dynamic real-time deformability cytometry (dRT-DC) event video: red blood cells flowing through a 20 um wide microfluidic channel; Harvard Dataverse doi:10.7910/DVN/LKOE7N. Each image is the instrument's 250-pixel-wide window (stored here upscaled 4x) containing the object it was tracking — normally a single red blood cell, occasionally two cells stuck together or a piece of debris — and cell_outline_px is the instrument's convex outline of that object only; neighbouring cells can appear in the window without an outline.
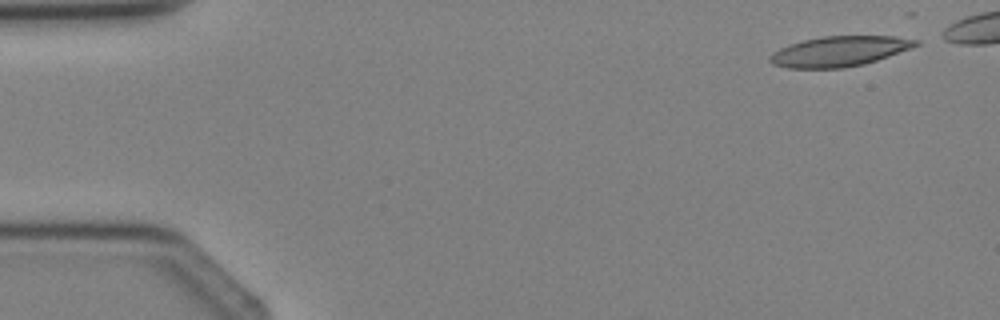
{"species": "Egyptian fruit bat (a non-hibernating species)", "species_latin": "Rousettus aegyptiacus", "temperature_condition": "cold", "stored_images_in_passage": 5, "camera_frame_rate_fps": 3000, "um_per_image_px": 0.085, "animal": {"sex": "female"}, "frame": {"image": 1, "passage_image": 1, "time_ms": 0.0, "image_size_px": [1000, 320], "cell_outline_px": [[920, 44], [912, 48], [864, 64], [844, 68], [788, 68], [772, 64], [768, 60], [768, 56], [772, 52], [788, 44], [804, 40], [824, 36], [896, 36], [920, 40]], "centroid_in_image_um": [71.33, 4.36], "position_along_channel_um": 13.7, "area_um2": 25.78}}